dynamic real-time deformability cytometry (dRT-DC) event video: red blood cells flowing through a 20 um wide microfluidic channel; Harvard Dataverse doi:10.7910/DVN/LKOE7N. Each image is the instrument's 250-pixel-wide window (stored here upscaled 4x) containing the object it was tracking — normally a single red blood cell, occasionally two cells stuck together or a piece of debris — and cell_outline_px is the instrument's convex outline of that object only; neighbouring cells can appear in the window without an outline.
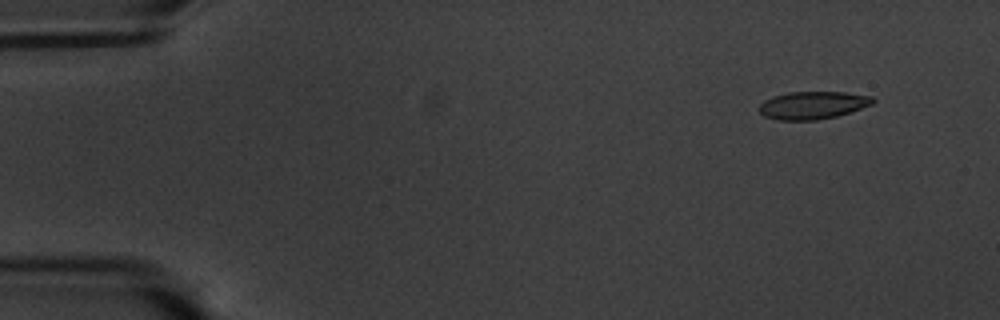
{"species": "common noctule bat (a hibernating species)", "species_latin": "Nyctalus noctula", "temperature_condition": "warm", "stored_images_in_passage": 54, "camera_frame_rate_fps": 3000, "um_per_image_px": 0.085, "animal": {"sex": "male", "body_mass_g": 20.1, "forearm_length_mm": 53.5}, "frame": {"image": 1, "passage_image": 1, "time_ms": 0.0, "image_size_px": [1000, 320], "cell_outline_px": [[876, 100], [872, 104], [836, 116], [816, 120], [776, 120], [764, 116], [760, 112], [760, 104], [764, 100], [772, 96], [788, 92], [844, 92], [872, 96]], "centroid_in_image_um": [69.06, 8.94], "position_along_channel_um": 15.9, "area_um2": 18.26}}
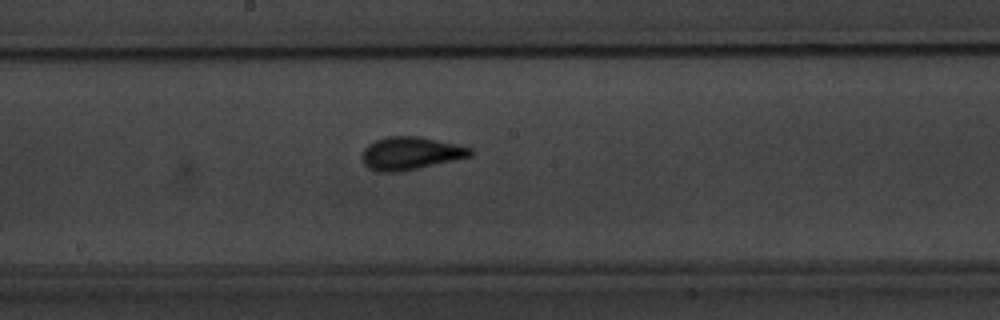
{"frame": {"image": 2, "passage_image": 27, "time_ms": 8.667, "image_size_px": [1000, 320], "cell_outline_px": [[472, 156], [456, 160], [400, 172], [376, 172], [368, 168], [364, 164], [360, 156], [364, 148], [368, 144], [384, 136], [416, 136], [456, 144], [472, 148]], "centroid_in_image_um": [34.85, 13.04], "position_along_channel_um": 213.3, "area_um2": 20.92}}
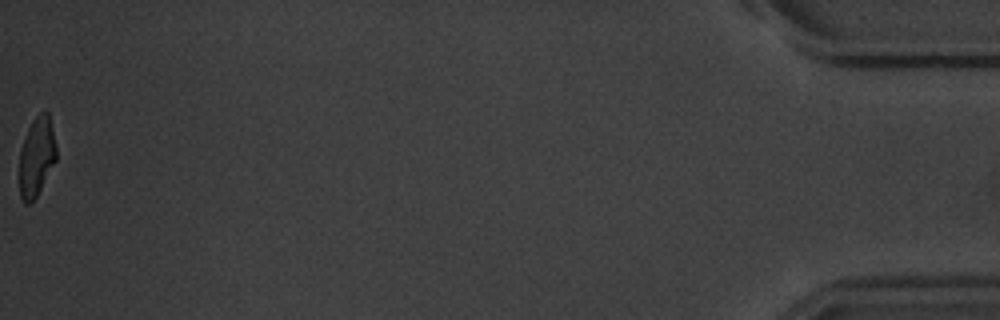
{"frame": {"image": 3, "passage_image": 54, "time_ms": 17.667, "image_size_px": [1000, 320], "cell_outline_px": [[56, 160], [36, 196], [28, 204], [24, 204], [20, 196], [20, 152], [28, 128], [32, 120], [40, 112], [48, 112], [56, 148]], "centroid_in_image_um": [3.1, 13.32], "position_along_channel_um": 432.1, "area_um2": 16.59}, "authors_computed_cell_mechanics": {"area_um2": 18.8717, "velocity_mm_per_s": 3.5039, "shape_relaxation_time_tau1_ms": 5.7819, "shape_relaxation_time_tau2_ms": 0.9387, "deformation_change_tau1": 0.2039, "deformation_change_tau2": 0.0636}}